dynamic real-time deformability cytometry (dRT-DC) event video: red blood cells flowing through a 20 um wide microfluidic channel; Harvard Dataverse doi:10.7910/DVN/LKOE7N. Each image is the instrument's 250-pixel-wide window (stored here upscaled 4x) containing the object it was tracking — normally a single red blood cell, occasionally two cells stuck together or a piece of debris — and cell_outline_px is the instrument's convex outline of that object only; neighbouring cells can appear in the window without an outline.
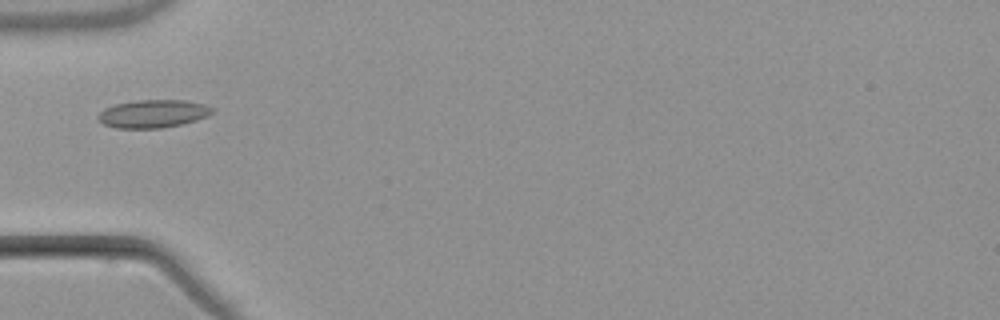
{"species": "common noctule bat (a hibernating species)", "species_latin": "Nyctalus noctula", "temperature_condition": "warm", "stored_images_in_passage": 3, "camera_frame_rate_fps": 3000, "um_per_image_px": 0.085, "animal": {"sex": "male", "body_mass_g": 21.5, "forearm_length_mm": 52.0}, "frame": {"image": 1, "passage_image": 3, "time_ms": 3.0, "image_size_px": [1000, 320], "cell_outline_px": [[216, 112], [208, 116], [184, 124], [160, 128], [116, 128], [104, 124], [96, 116], [104, 108], [116, 104], [136, 100], [184, 100], [204, 104], [216, 108]], "centroid_in_image_um": [13.06, 9.66], "position_along_channel_um": 71.9, "area_um2": 18.79}}